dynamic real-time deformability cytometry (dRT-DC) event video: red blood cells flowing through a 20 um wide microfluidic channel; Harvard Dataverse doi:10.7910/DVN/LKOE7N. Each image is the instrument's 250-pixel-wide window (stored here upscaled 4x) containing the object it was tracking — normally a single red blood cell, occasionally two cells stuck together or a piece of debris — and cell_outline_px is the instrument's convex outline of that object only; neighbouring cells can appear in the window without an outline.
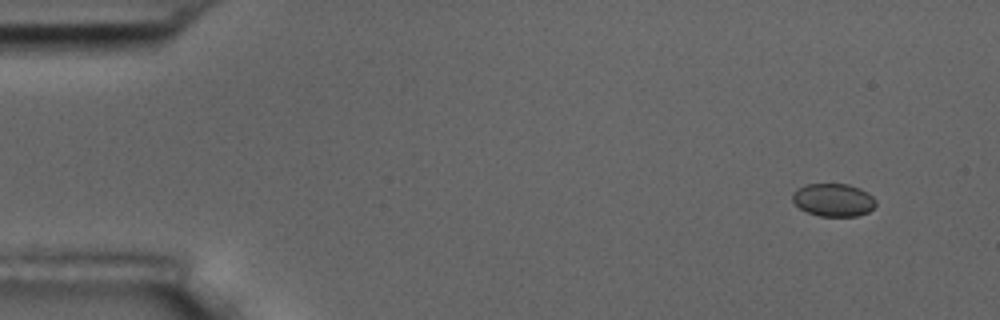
{"species": "common noctule bat (a hibernating species)", "species_latin": "Nyctalus noctula", "temperature_condition": "room temperature", "stored_images_in_passage": 7, "camera_frame_rate_fps": 3000, "um_per_image_px": 0.085, "animal": {"sex": "male", "body_mass_g": 17.5, "forearm_length_mm": 52.3}, "frame": {"image": 1, "passage_image": 1, "time_ms": 0.0, "image_size_px": [1000, 320], "cell_outline_px": [[876, 204], [868, 212], [856, 216], [820, 216], [808, 212], [800, 208], [792, 200], [792, 192], [796, 188], [804, 184], [848, 184], [860, 188], [868, 192], [876, 200]], "centroid_in_image_um": [70.83, 16.98], "position_along_channel_um": 14.2, "area_um2": 16.07}}
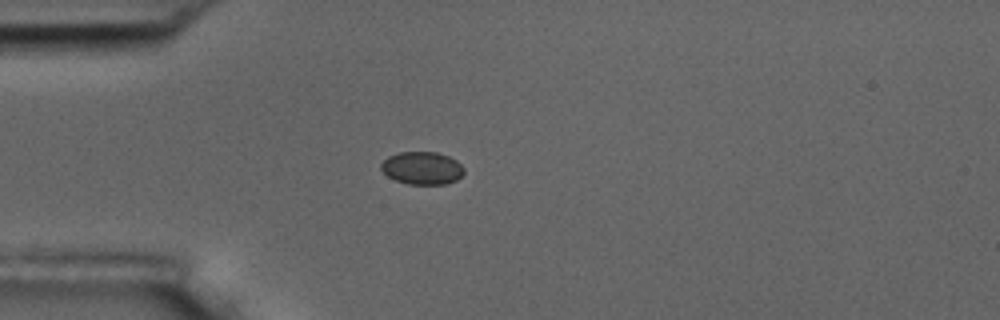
{"frame": {"image": 2, "passage_image": 4, "time_ms": 3.667, "image_size_px": [1000, 320], "cell_outline_px": [[464, 172], [456, 180], [444, 184], [408, 184], [396, 180], [388, 176], [380, 168], [380, 164], [388, 156], [400, 152], [436, 152], [448, 156], [456, 160], [464, 168]], "centroid_in_image_um": [35.87, 14.28], "position_along_channel_um": 49.1, "area_um2": 15.72}}